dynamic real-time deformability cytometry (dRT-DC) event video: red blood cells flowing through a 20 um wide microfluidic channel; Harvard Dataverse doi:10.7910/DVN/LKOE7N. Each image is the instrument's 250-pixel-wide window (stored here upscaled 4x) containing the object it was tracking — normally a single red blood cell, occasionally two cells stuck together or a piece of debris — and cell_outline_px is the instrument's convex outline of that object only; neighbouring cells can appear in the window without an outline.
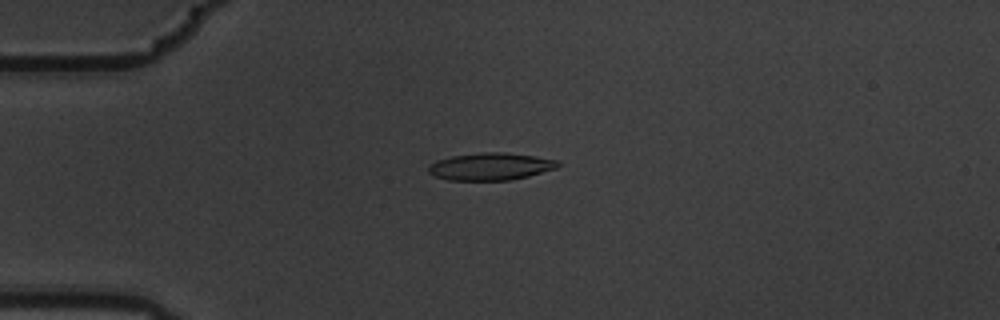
{"species": "common noctule bat (a hibernating species)", "species_latin": "Nyctalus noctula", "temperature_condition": "warm", "stored_images_in_passage": 7, "camera_frame_rate_fps": 3000, "um_per_image_px": 0.085, "animal": {"sex": "male", "body_mass_g": 19.5, "forearm_length_mm": 54.6}, "frame": {"image": 1, "passage_image": 4, "time_ms": 1.0, "image_size_px": [1000, 320], "cell_outline_px": [[560, 164], [556, 168], [528, 176], [508, 180], [448, 180], [432, 176], [428, 172], [428, 164], [436, 160], [452, 156], [484, 152], [504, 152], [536, 156], [556, 160]], "centroid_in_image_um": [41.64, 14.15], "position_along_channel_um": 43.4, "area_um2": 20.63}}
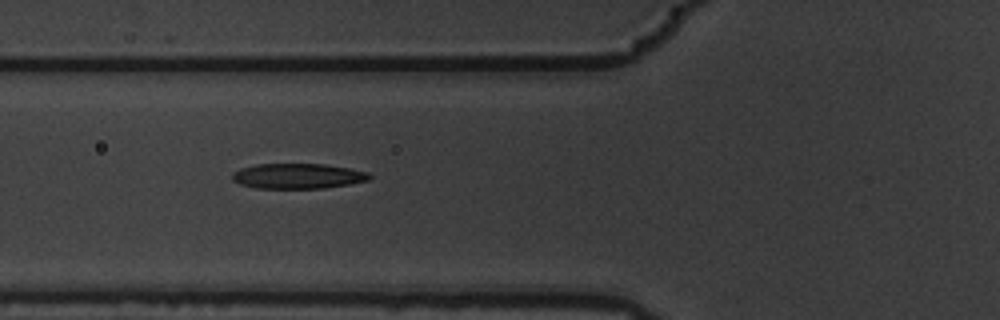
{"frame": {"image": 2, "passage_image": 6, "time_ms": 1.667, "image_size_px": [1000, 320], "cell_outline_px": [[372, 176], [368, 180], [348, 184], [324, 188], [256, 188], [240, 184], [232, 180], [232, 172], [240, 168], [256, 164], [324, 164], [348, 168], [368, 172]], "centroid_in_image_um": [25.28, 14.96], "position_along_channel_um": 100.5, "area_um2": 20.11}}
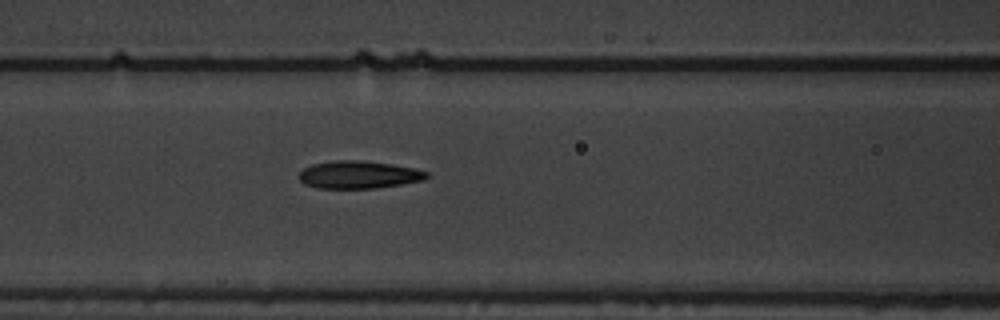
{"frame": {"image": 3, "passage_image": 7, "time_ms": 2.0, "image_size_px": [1000, 320], "cell_outline_px": [[432, 176], [424, 180], [376, 188], [316, 188], [304, 184], [296, 176], [304, 168], [312, 164], [332, 160], [364, 160], [392, 164], [416, 168], [428, 172]], "centroid_in_image_um": [30.5, 14.84], "position_along_channel_um": 136.1, "area_um2": 20.87}}